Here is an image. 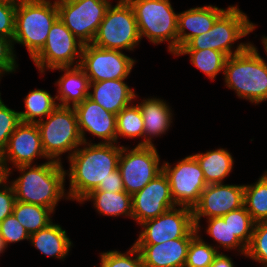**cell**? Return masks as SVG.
Here are the masks:
<instances>
[{"instance_id": "obj_1", "label": "cell", "mask_w": 267, "mask_h": 267, "mask_svg": "<svg viewBox=\"0 0 267 267\" xmlns=\"http://www.w3.org/2000/svg\"><path fill=\"white\" fill-rule=\"evenodd\" d=\"M69 158L70 187L66 199L79 202L118 168L122 146L117 143H83Z\"/></svg>"}, {"instance_id": "obj_2", "label": "cell", "mask_w": 267, "mask_h": 267, "mask_svg": "<svg viewBox=\"0 0 267 267\" xmlns=\"http://www.w3.org/2000/svg\"><path fill=\"white\" fill-rule=\"evenodd\" d=\"M22 173L11 185L16 201L37 204L54 211L58 201L64 197L66 170L62 163L49 160L40 165H19Z\"/></svg>"}, {"instance_id": "obj_3", "label": "cell", "mask_w": 267, "mask_h": 267, "mask_svg": "<svg viewBox=\"0 0 267 267\" xmlns=\"http://www.w3.org/2000/svg\"><path fill=\"white\" fill-rule=\"evenodd\" d=\"M222 72L226 86L238 97L255 104L267 100V63L253 44L228 57Z\"/></svg>"}, {"instance_id": "obj_4", "label": "cell", "mask_w": 267, "mask_h": 267, "mask_svg": "<svg viewBox=\"0 0 267 267\" xmlns=\"http://www.w3.org/2000/svg\"><path fill=\"white\" fill-rule=\"evenodd\" d=\"M59 18L56 0H20L15 11L14 43L24 45L31 59L43 48L48 33Z\"/></svg>"}, {"instance_id": "obj_5", "label": "cell", "mask_w": 267, "mask_h": 267, "mask_svg": "<svg viewBox=\"0 0 267 267\" xmlns=\"http://www.w3.org/2000/svg\"><path fill=\"white\" fill-rule=\"evenodd\" d=\"M247 15L238 6H229L206 33L191 38L179 50L213 49L225 53L228 57L243 52L251 43H240L233 52L232 45L255 29Z\"/></svg>"}, {"instance_id": "obj_6", "label": "cell", "mask_w": 267, "mask_h": 267, "mask_svg": "<svg viewBox=\"0 0 267 267\" xmlns=\"http://www.w3.org/2000/svg\"><path fill=\"white\" fill-rule=\"evenodd\" d=\"M132 6L140 38L159 44L169 41L168 50L173 55L178 51V13L169 0H127Z\"/></svg>"}, {"instance_id": "obj_7", "label": "cell", "mask_w": 267, "mask_h": 267, "mask_svg": "<svg viewBox=\"0 0 267 267\" xmlns=\"http://www.w3.org/2000/svg\"><path fill=\"white\" fill-rule=\"evenodd\" d=\"M41 136L43 150L50 160L61 162L60 156L68 158L82 146L83 141L73 107L58 105L47 117L36 123Z\"/></svg>"}, {"instance_id": "obj_8", "label": "cell", "mask_w": 267, "mask_h": 267, "mask_svg": "<svg viewBox=\"0 0 267 267\" xmlns=\"http://www.w3.org/2000/svg\"><path fill=\"white\" fill-rule=\"evenodd\" d=\"M141 41L135 13L127 0L107 8L93 45L108 50H133Z\"/></svg>"}, {"instance_id": "obj_9", "label": "cell", "mask_w": 267, "mask_h": 267, "mask_svg": "<svg viewBox=\"0 0 267 267\" xmlns=\"http://www.w3.org/2000/svg\"><path fill=\"white\" fill-rule=\"evenodd\" d=\"M59 19L84 45L91 44L104 19L109 0H56Z\"/></svg>"}, {"instance_id": "obj_10", "label": "cell", "mask_w": 267, "mask_h": 267, "mask_svg": "<svg viewBox=\"0 0 267 267\" xmlns=\"http://www.w3.org/2000/svg\"><path fill=\"white\" fill-rule=\"evenodd\" d=\"M58 18L52 25L43 48L32 58L41 73L45 69L80 66L83 43ZM77 57L76 62L75 58ZM79 58V59H78Z\"/></svg>"}, {"instance_id": "obj_11", "label": "cell", "mask_w": 267, "mask_h": 267, "mask_svg": "<svg viewBox=\"0 0 267 267\" xmlns=\"http://www.w3.org/2000/svg\"><path fill=\"white\" fill-rule=\"evenodd\" d=\"M157 149L152 146H138L129 150L122 146L118 169L125 191L134 195L162 172Z\"/></svg>"}, {"instance_id": "obj_12", "label": "cell", "mask_w": 267, "mask_h": 267, "mask_svg": "<svg viewBox=\"0 0 267 267\" xmlns=\"http://www.w3.org/2000/svg\"><path fill=\"white\" fill-rule=\"evenodd\" d=\"M145 221L134 244H159L173 239L193 238L198 231L193 221L192 208L181 206Z\"/></svg>"}, {"instance_id": "obj_13", "label": "cell", "mask_w": 267, "mask_h": 267, "mask_svg": "<svg viewBox=\"0 0 267 267\" xmlns=\"http://www.w3.org/2000/svg\"><path fill=\"white\" fill-rule=\"evenodd\" d=\"M162 171L168 178L171 195L177 207L186 206L193 209L207 186L204 173L195 157L187 156L174 167L164 162Z\"/></svg>"}, {"instance_id": "obj_14", "label": "cell", "mask_w": 267, "mask_h": 267, "mask_svg": "<svg viewBox=\"0 0 267 267\" xmlns=\"http://www.w3.org/2000/svg\"><path fill=\"white\" fill-rule=\"evenodd\" d=\"M135 60L118 50H108L95 45H83L80 67L90 82L126 79Z\"/></svg>"}, {"instance_id": "obj_15", "label": "cell", "mask_w": 267, "mask_h": 267, "mask_svg": "<svg viewBox=\"0 0 267 267\" xmlns=\"http://www.w3.org/2000/svg\"><path fill=\"white\" fill-rule=\"evenodd\" d=\"M36 157L50 160L43 150L37 124L21 122L8 139L6 148L0 155V166L7 173V180L11 174L8 162H12L15 167L32 165Z\"/></svg>"}, {"instance_id": "obj_16", "label": "cell", "mask_w": 267, "mask_h": 267, "mask_svg": "<svg viewBox=\"0 0 267 267\" xmlns=\"http://www.w3.org/2000/svg\"><path fill=\"white\" fill-rule=\"evenodd\" d=\"M244 206V185L209 184L203 190L199 202L193 207V221L200 230V218L222 217Z\"/></svg>"}, {"instance_id": "obj_17", "label": "cell", "mask_w": 267, "mask_h": 267, "mask_svg": "<svg viewBox=\"0 0 267 267\" xmlns=\"http://www.w3.org/2000/svg\"><path fill=\"white\" fill-rule=\"evenodd\" d=\"M163 171L142 190L132 195V218L141 224L176 207Z\"/></svg>"}, {"instance_id": "obj_18", "label": "cell", "mask_w": 267, "mask_h": 267, "mask_svg": "<svg viewBox=\"0 0 267 267\" xmlns=\"http://www.w3.org/2000/svg\"><path fill=\"white\" fill-rule=\"evenodd\" d=\"M73 108L83 143H87L85 131L99 139L102 138L104 141L100 143H116L117 120L115 114L105 110L89 97Z\"/></svg>"}, {"instance_id": "obj_19", "label": "cell", "mask_w": 267, "mask_h": 267, "mask_svg": "<svg viewBox=\"0 0 267 267\" xmlns=\"http://www.w3.org/2000/svg\"><path fill=\"white\" fill-rule=\"evenodd\" d=\"M192 238H179L159 244H133L140 252L143 267H185Z\"/></svg>"}, {"instance_id": "obj_20", "label": "cell", "mask_w": 267, "mask_h": 267, "mask_svg": "<svg viewBox=\"0 0 267 267\" xmlns=\"http://www.w3.org/2000/svg\"><path fill=\"white\" fill-rule=\"evenodd\" d=\"M125 79L90 82L89 98L101 105L105 110L117 115L123 108L131 105L137 96Z\"/></svg>"}, {"instance_id": "obj_21", "label": "cell", "mask_w": 267, "mask_h": 267, "mask_svg": "<svg viewBox=\"0 0 267 267\" xmlns=\"http://www.w3.org/2000/svg\"><path fill=\"white\" fill-rule=\"evenodd\" d=\"M226 9L207 5L195 7L178 14V50L191 38L208 32L216 22L217 18ZM186 29L191 32L187 33Z\"/></svg>"}, {"instance_id": "obj_22", "label": "cell", "mask_w": 267, "mask_h": 267, "mask_svg": "<svg viewBox=\"0 0 267 267\" xmlns=\"http://www.w3.org/2000/svg\"><path fill=\"white\" fill-rule=\"evenodd\" d=\"M144 122V141L138 146H152L153 137L166 133L172 123L171 108L165 101L157 98H147L137 104Z\"/></svg>"}, {"instance_id": "obj_23", "label": "cell", "mask_w": 267, "mask_h": 267, "mask_svg": "<svg viewBox=\"0 0 267 267\" xmlns=\"http://www.w3.org/2000/svg\"><path fill=\"white\" fill-rule=\"evenodd\" d=\"M54 69L65 71L64 75L56 82L59 87L57 91L59 95L55 96L56 100L60 101L58 105L74 107L89 97L90 81L80 66Z\"/></svg>"}, {"instance_id": "obj_24", "label": "cell", "mask_w": 267, "mask_h": 267, "mask_svg": "<svg viewBox=\"0 0 267 267\" xmlns=\"http://www.w3.org/2000/svg\"><path fill=\"white\" fill-rule=\"evenodd\" d=\"M29 240L42 254L61 260L68 255L72 246L66 231L53 222L38 232L32 233Z\"/></svg>"}, {"instance_id": "obj_25", "label": "cell", "mask_w": 267, "mask_h": 267, "mask_svg": "<svg viewBox=\"0 0 267 267\" xmlns=\"http://www.w3.org/2000/svg\"><path fill=\"white\" fill-rule=\"evenodd\" d=\"M202 169L206 184H219L230 174L234 159L228 150L219 148L206 153L193 154Z\"/></svg>"}, {"instance_id": "obj_26", "label": "cell", "mask_w": 267, "mask_h": 267, "mask_svg": "<svg viewBox=\"0 0 267 267\" xmlns=\"http://www.w3.org/2000/svg\"><path fill=\"white\" fill-rule=\"evenodd\" d=\"M91 200L100 214L109 216L126 215L132 218V195L121 192L91 191L83 201Z\"/></svg>"}, {"instance_id": "obj_27", "label": "cell", "mask_w": 267, "mask_h": 267, "mask_svg": "<svg viewBox=\"0 0 267 267\" xmlns=\"http://www.w3.org/2000/svg\"><path fill=\"white\" fill-rule=\"evenodd\" d=\"M55 100L56 97H52L46 90L29 92L24 99L26 111L19 112L21 122L37 123L45 119L58 106Z\"/></svg>"}, {"instance_id": "obj_28", "label": "cell", "mask_w": 267, "mask_h": 267, "mask_svg": "<svg viewBox=\"0 0 267 267\" xmlns=\"http://www.w3.org/2000/svg\"><path fill=\"white\" fill-rule=\"evenodd\" d=\"M53 210L41 205L16 201L13 214L31 235L52 223ZM50 215V216H49Z\"/></svg>"}, {"instance_id": "obj_29", "label": "cell", "mask_w": 267, "mask_h": 267, "mask_svg": "<svg viewBox=\"0 0 267 267\" xmlns=\"http://www.w3.org/2000/svg\"><path fill=\"white\" fill-rule=\"evenodd\" d=\"M244 206L255 223L267 221V171L254 185H244Z\"/></svg>"}, {"instance_id": "obj_30", "label": "cell", "mask_w": 267, "mask_h": 267, "mask_svg": "<svg viewBox=\"0 0 267 267\" xmlns=\"http://www.w3.org/2000/svg\"><path fill=\"white\" fill-rule=\"evenodd\" d=\"M190 55L192 65L204 72L210 79H214L219 72L224 70L228 56L213 49L203 50H178L174 55Z\"/></svg>"}, {"instance_id": "obj_31", "label": "cell", "mask_w": 267, "mask_h": 267, "mask_svg": "<svg viewBox=\"0 0 267 267\" xmlns=\"http://www.w3.org/2000/svg\"><path fill=\"white\" fill-rule=\"evenodd\" d=\"M116 143L119 136L125 138L144 137V122L138 105H129L117 115Z\"/></svg>"}, {"instance_id": "obj_32", "label": "cell", "mask_w": 267, "mask_h": 267, "mask_svg": "<svg viewBox=\"0 0 267 267\" xmlns=\"http://www.w3.org/2000/svg\"><path fill=\"white\" fill-rule=\"evenodd\" d=\"M224 221L228 223L232 234H235L237 238L246 246L250 245L252 240L253 228L255 222L252 220L251 215L246 210L245 206L239 209L230 211L222 216Z\"/></svg>"}, {"instance_id": "obj_33", "label": "cell", "mask_w": 267, "mask_h": 267, "mask_svg": "<svg viewBox=\"0 0 267 267\" xmlns=\"http://www.w3.org/2000/svg\"><path fill=\"white\" fill-rule=\"evenodd\" d=\"M208 228L206 233L209 234L220 246L225 249L238 248L241 254L246 256L247 247L237 238L235 234H232L228 223L224 221L222 217H214L208 219Z\"/></svg>"}, {"instance_id": "obj_34", "label": "cell", "mask_w": 267, "mask_h": 267, "mask_svg": "<svg viewBox=\"0 0 267 267\" xmlns=\"http://www.w3.org/2000/svg\"><path fill=\"white\" fill-rule=\"evenodd\" d=\"M218 248L206 244L197 233L191 239L185 267H209L219 253Z\"/></svg>"}, {"instance_id": "obj_35", "label": "cell", "mask_w": 267, "mask_h": 267, "mask_svg": "<svg viewBox=\"0 0 267 267\" xmlns=\"http://www.w3.org/2000/svg\"><path fill=\"white\" fill-rule=\"evenodd\" d=\"M100 256V267H143L141 254L134 245L125 253L113 250L103 252Z\"/></svg>"}, {"instance_id": "obj_36", "label": "cell", "mask_w": 267, "mask_h": 267, "mask_svg": "<svg viewBox=\"0 0 267 267\" xmlns=\"http://www.w3.org/2000/svg\"><path fill=\"white\" fill-rule=\"evenodd\" d=\"M246 257L267 267V221L254 224L252 240L247 247Z\"/></svg>"}, {"instance_id": "obj_37", "label": "cell", "mask_w": 267, "mask_h": 267, "mask_svg": "<svg viewBox=\"0 0 267 267\" xmlns=\"http://www.w3.org/2000/svg\"><path fill=\"white\" fill-rule=\"evenodd\" d=\"M20 123L19 112L8 108L0 97V155L5 150L8 139Z\"/></svg>"}, {"instance_id": "obj_38", "label": "cell", "mask_w": 267, "mask_h": 267, "mask_svg": "<svg viewBox=\"0 0 267 267\" xmlns=\"http://www.w3.org/2000/svg\"><path fill=\"white\" fill-rule=\"evenodd\" d=\"M0 234L6 246L10 243H16L25 239L29 240L30 237L29 233L14 214L7 216L0 222Z\"/></svg>"}, {"instance_id": "obj_39", "label": "cell", "mask_w": 267, "mask_h": 267, "mask_svg": "<svg viewBox=\"0 0 267 267\" xmlns=\"http://www.w3.org/2000/svg\"><path fill=\"white\" fill-rule=\"evenodd\" d=\"M17 3L0 1V36L14 38Z\"/></svg>"}, {"instance_id": "obj_40", "label": "cell", "mask_w": 267, "mask_h": 267, "mask_svg": "<svg viewBox=\"0 0 267 267\" xmlns=\"http://www.w3.org/2000/svg\"><path fill=\"white\" fill-rule=\"evenodd\" d=\"M13 49L12 40L0 36V77L4 73H12L18 67Z\"/></svg>"}, {"instance_id": "obj_41", "label": "cell", "mask_w": 267, "mask_h": 267, "mask_svg": "<svg viewBox=\"0 0 267 267\" xmlns=\"http://www.w3.org/2000/svg\"><path fill=\"white\" fill-rule=\"evenodd\" d=\"M5 180L0 186V222L7 216L13 214V208L16 202L15 192L12 185H8Z\"/></svg>"}, {"instance_id": "obj_42", "label": "cell", "mask_w": 267, "mask_h": 267, "mask_svg": "<svg viewBox=\"0 0 267 267\" xmlns=\"http://www.w3.org/2000/svg\"><path fill=\"white\" fill-rule=\"evenodd\" d=\"M124 185L122 181V176L117 168L115 171L111 172L109 177L104 180V182H101L100 185L94 189L93 191H106V192H121L124 191Z\"/></svg>"}, {"instance_id": "obj_43", "label": "cell", "mask_w": 267, "mask_h": 267, "mask_svg": "<svg viewBox=\"0 0 267 267\" xmlns=\"http://www.w3.org/2000/svg\"><path fill=\"white\" fill-rule=\"evenodd\" d=\"M209 267H234V264L230 257L219 252Z\"/></svg>"}, {"instance_id": "obj_44", "label": "cell", "mask_w": 267, "mask_h": 267, "mask_svg": "<svg viewBox=\"0 0 267 267\" xmlns=\"http://www.w3.org/2000/svg\"><path fill=\"white\" fill-rule=\"evenodd\" d=\"M7 180V173L5 172V170L0 166V186L1 184Z\"/></svg>"}, {"instance_id": "obj_45", "label": "cell", "mask_w": 267, "mask_h": 267, "mask_svg": "<svg viewBox=\"0 0 267 267\" xmlns=\"http://www.w3.org/2000/svg\"><path fill=\"white\" fill-rule=\"evenodd\" d=\"M7 246L5 245V242L0 234V254L3 253L4 249H6Z\"/></svg>"}, {"instance_id": "obj_46", "label": "cell", "mask_w": 267, "mask_h": 267, "mask_svg": "<svg viewBox=\"0 0 267 267\" xmlns=\"http://www.w3.org/2000/svg\"><path fill=\"white\" fill-rule=\"evenodd\" d=\"M263 39H262V43H263V45H264V49H265V51H266V53H267V37H262Z\"/></svg>"}, {"instance_id": "obj_47", "label": "cell", "mask_w": 267, "mask_h": 267, "mask_svg": "<svg viewBox=\"0 0 267 267\" xmlns=\"http://www.w3.org/2000/svg\"><path fill=\"white\" fill-rule=\"evenodd\" d=\"M2 2H10V3H17L20 0H0Z\"/></svg>"}]
</instances>
